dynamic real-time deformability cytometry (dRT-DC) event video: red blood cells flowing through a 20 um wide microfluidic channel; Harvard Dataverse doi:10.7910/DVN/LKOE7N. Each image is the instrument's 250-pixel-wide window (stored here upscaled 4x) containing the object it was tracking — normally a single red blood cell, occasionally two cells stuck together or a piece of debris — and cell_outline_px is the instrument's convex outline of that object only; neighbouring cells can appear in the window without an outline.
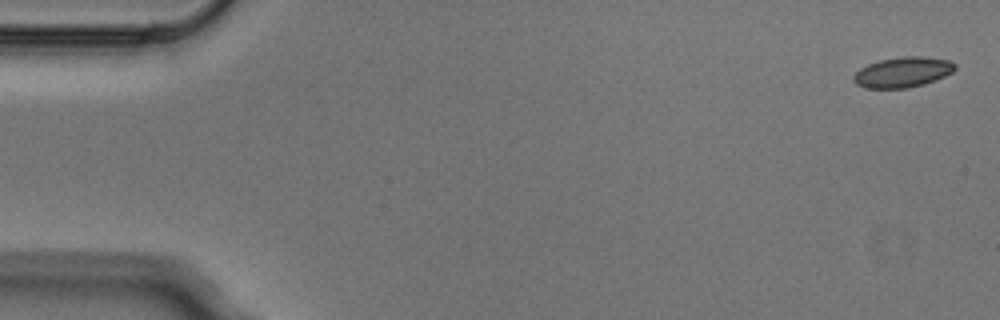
{"species": "Egyptian fruit bat (a non-hibernating species)", "species_latin": "Rousettus aegyptiacus", "temperature_condition": "cold", "stored_images_in_passage": 7, "camera_frame_rate_fps": 3000, "um_per_image_px": 0.085, "animal": {"sex": "male"}, "frame": {"image": 1, "passage_image": 1, "time_ms": 0.0, "image_size_px": [1000, 320], "cell_outline_px": [[956, 68], [952, 72], [936, 80], [924, 84], [908, 88], [864, 88], [856, 84], [852, 80], [852, 76], [860, 68], [868, 64], [880, 60], [904, 56], [920, 56], [952, 60], [956, 64]], "centroid_in_image_um": [76.73, 6.13], "position_along_channel_um": 8.3, "area_um2": 18.09}}
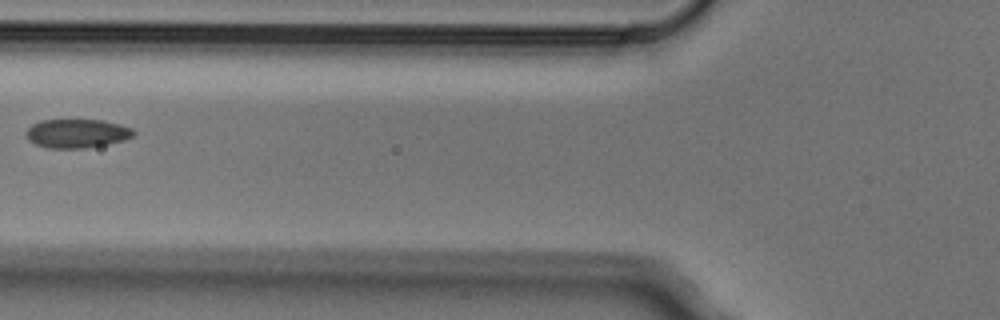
{"frame": {"image": 2, "passage_image": 6, "time_ms": 1.667, "image_size_px": [1000, 320], "cell_outline_px": [[136, 132], [132, 136], [124, 140], [84, 148], [48, 148], [36, 144], [28, 140], [24, 132], [32, 124], [40, 120], [100, 120], [120, 124], [132, 128]], "centroid_in_image_um": [6.5, 11.33], "position_along_channel_um": 119.3, "area_um2": 17.98}}
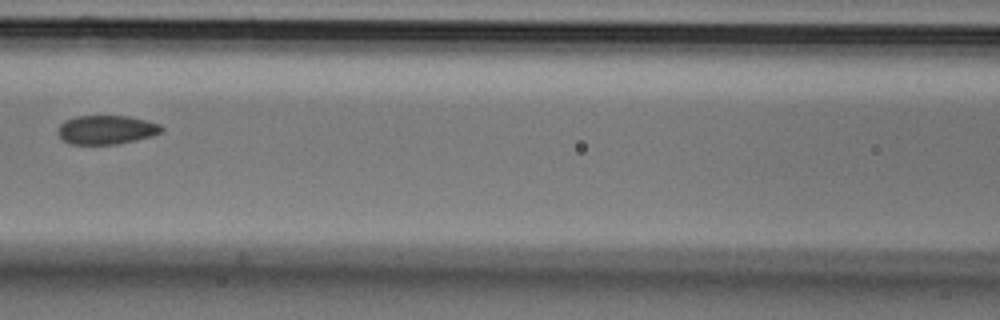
{"frame": {"image": 3, "passage_image": 7, "time_ms": 2.0, "image_size_px": [1000, 320], "cell_outline_px": [[164, 128], [160, 132], [152, 136], [136, 140], [116, 144], [72, 144], [64, 140], [56, 132], [60, 124], [64, 120], [76, 116], [128, 116], [160, 124]], "centroid_in_image_um": [9.02, 11.02], "position_along_channel_um": 157.6, "area_um2": 17.4}}